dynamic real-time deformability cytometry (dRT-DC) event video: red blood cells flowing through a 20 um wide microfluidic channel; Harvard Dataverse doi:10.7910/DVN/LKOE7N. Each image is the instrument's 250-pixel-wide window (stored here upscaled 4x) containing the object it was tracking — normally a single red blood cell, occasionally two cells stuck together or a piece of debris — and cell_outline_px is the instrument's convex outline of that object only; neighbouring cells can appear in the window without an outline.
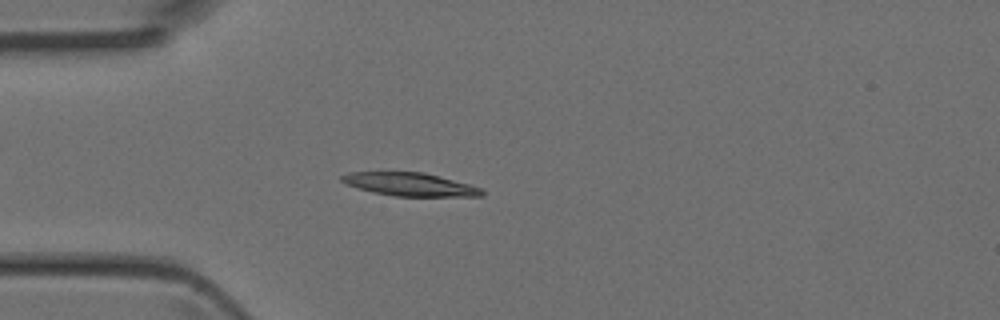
{"species": "Egyptian fruit bat (a non-hibernating species)", "species_latin": "Rousettus aegyptiacus", "temperature_condition": "room temperature", "stored_images_in_passage": 4, "camera_frame_rate_fps": 3000, "um_per_image_px": 0.085, "animal": {"sex": "female"}, "frame": {"image": 1, "passage_image": 4, "time_ms": 1.0, "image_size_px": [1000, 320], "cell_outline_px": [[484, 196], [396, 196], [372, 192], [348, 184], [340, 180], [340, 176], [348, 172], [424, 172], [468, 184], [480, 188], [484, 192]], "centroid_in_image_um": [34.83, 15.67], "position_along_channel_um": 50.2, "area_um2": 18.67}}